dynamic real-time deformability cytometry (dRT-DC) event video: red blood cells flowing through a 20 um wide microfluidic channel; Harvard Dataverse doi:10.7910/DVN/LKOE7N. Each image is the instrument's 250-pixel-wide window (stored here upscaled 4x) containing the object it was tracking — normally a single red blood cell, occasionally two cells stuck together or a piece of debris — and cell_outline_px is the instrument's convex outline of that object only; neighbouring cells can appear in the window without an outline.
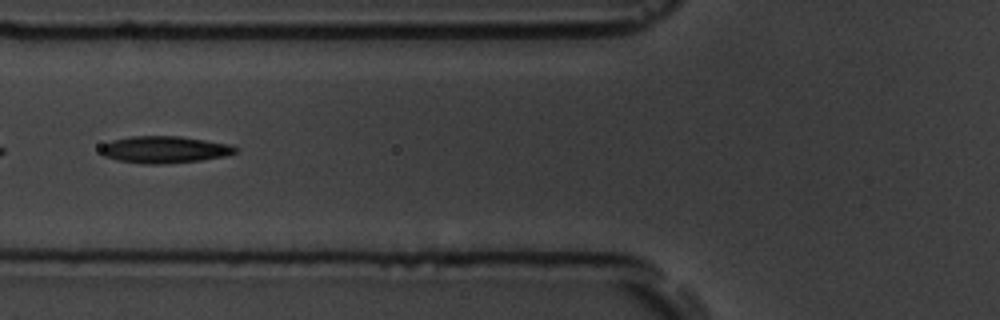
{"species": "common noctule bat (a hibernating species)", "species_latin": "Nyctalus noctula", "temperature_condition": "room temperature", "stored_images_in_passage": 7, "camera_frame_rate_fps": 3000, "um_per_image_px": 0.085, "animal": {"sex": "male", "body_mass_g": 19.5, "forearm_length_mm": 54.6}, "frame": {"image": 1, "passage_image": 7, "time_ms": 7.0, "image_size_px": [1000, 320], "cell_outline_px": [[240, 148], [236, 152], [228, 156], [200, 160], [160, 164], [144, 164], [116, 160], [104, 156], [100, 152], [100, 148], [104, 144], [112, 140], [132, 136], [180, 136], [228, 144]], "centroid_in_image_um": [13.98, 12.72], "position_along_channel_um": 111.8, "area_um2": 21.15}}